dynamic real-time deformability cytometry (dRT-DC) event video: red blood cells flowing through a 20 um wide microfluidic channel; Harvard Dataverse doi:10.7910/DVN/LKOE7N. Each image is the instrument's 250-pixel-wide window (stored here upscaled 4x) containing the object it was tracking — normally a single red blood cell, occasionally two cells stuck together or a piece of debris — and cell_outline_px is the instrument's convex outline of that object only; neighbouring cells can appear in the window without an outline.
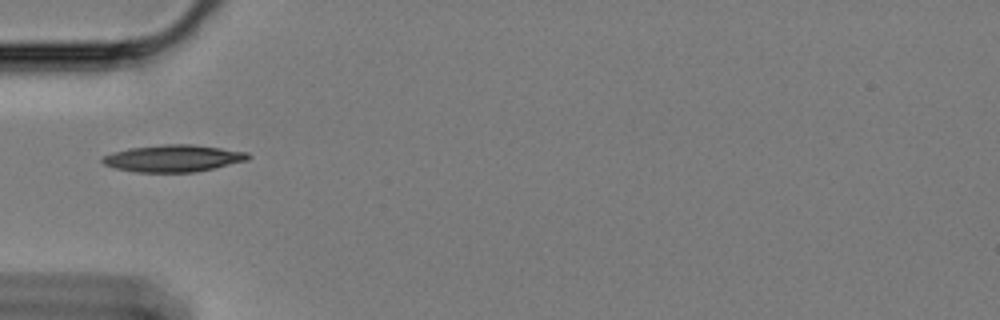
{"species": "Egyptian fruit bat (a non-hibernating species)", "species_latin": "Rousettus aegyptiacus", "temperature_condition": "cold", "stored_images_in_passage": 36, "camera_frame_rate_fps": 3000, "um_per_image_px": 0.085, "animal": {"sex": "female"}, "frame": {"image": 1, "passage_image": 1, "time_ms": 0.0, "image_size_px": [1000, 320], "cell_outline_px": [[252, 156], [248, 160], [196, 172], [136, 172], [116, 168], [104, 164], [100, 160], [100, 156], [112, 152], [128, 148], [164, 144], [192, 144], [248, 152]], "centroid_in_image_um": [14.7, 13.45], "position_along_channel_um": 70.3, "area_um2": 23.0}}
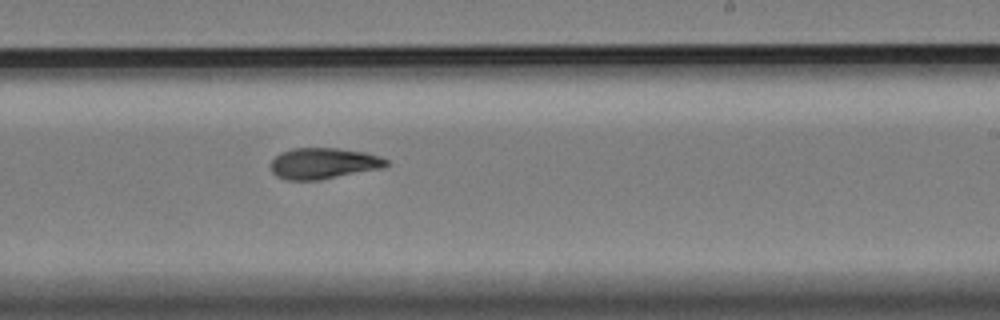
{"frame": {"image": 2, "passage_image": 18, "time_ms": 5.667, "image_size_px": [1000, 320], "cell_outline_px": [[388, 164], [380, 168], [320, 180], [288, 180], [276, 176], [272, 172], [272, 160], [280, 152], [292, 148], [336, 148], [364, 152], [380, 156], [388, 160]], "centroid_in_image_um": [27.47, 13.88], "position_along_channel_um": 261.5, "area_um2": 20.75}}
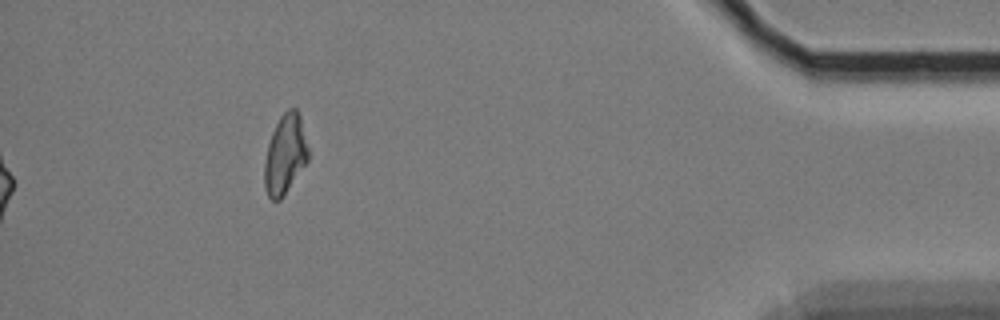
{"frame": {"image": 3, "passage_image": 36, "time_ms": 11.667, "image_size_px": [1000, 320], "cell_outline_px": [[308, 160], [284, 196], [280, 200], [272, 200], [268, 196], [264, 188], [264, 164], [268, 144], [272, 132], [280, 116], [288, 108], [296, 108], [300, 116], [308, 148]], "centroid_in_image_um": [24.22, 13.14], "position_along_channel_um": 411.0, "area_um2": 20.23}, "authors_computed_cell_mechanics": {"area_um2": 20.9814, "velocity_mm_per_s": 3.3668, "shape_relaxation_time_tau1_ms": 3.3275, "shape_relaxation_time_tau2_ms": 5.5813, "deformation_change_tau1": 0.1371, "deformation_change_tau2": 0.1292}}